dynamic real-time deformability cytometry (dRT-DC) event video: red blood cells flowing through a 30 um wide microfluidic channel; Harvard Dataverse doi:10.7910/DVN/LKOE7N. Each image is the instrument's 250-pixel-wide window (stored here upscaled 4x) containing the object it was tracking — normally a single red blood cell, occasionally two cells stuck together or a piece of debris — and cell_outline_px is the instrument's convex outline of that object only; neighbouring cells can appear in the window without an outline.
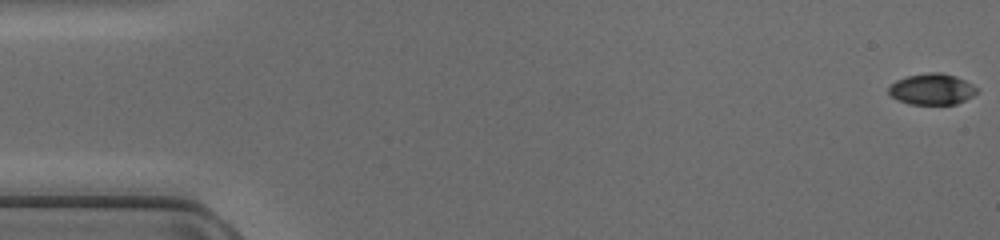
{"species": "common noctule bat (a hibernating species)", "species_latin": "Nyctalus noctula", "temperature_condition": "cold", "stored_images_in_passage": 48, "camera_frame_rate_fps": 3000, "um_per_image_px": 0.085, "animal": {"sex": "female", "body_mass_g": 17.0, "forearm_length_mm": 48.0}, "frame": {"image": 1, "passage_image": 1, "time_ms": 0.0, "image_size_px": [1000, 240], "cell_outline_px": [[980, 88], [972, 96], [956, 104], [908, 104], [896, 100], [888, 92], [888, 88], [896, 80], [908, 76], [928, 72], [940, 72], [956, 76]], "centroid_in_image_um": [79.21, 7.58], "position_along_channel_um": 5.8, "area_um2": 16.01}}
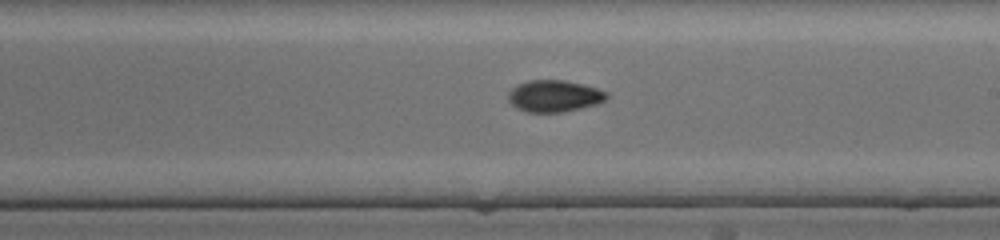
{"frame": {"image": 2, "passage_image": 28, "time_ms": 9.0, "image_size_px": [1000, 240], "cell_outline_px": [[608, 96], [604, 100], [596, 104], [580, 108], [560, 112], [528, 112], [516, 108], [508, 100], [508, 92], [516, 84], [528, 80], [564, 80], [584, 84], [608, 92]], "centroid_in_image_um": [47.08, 8.15], "position_along_channel_um": 241.9, "area_um2": 18.21}}
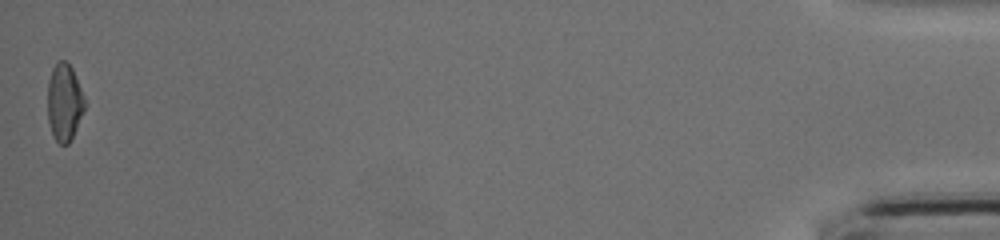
{"frame": {"image": 3, "passage_image": 48, "time_ms": 15.667, "image_size_px": [1000, 240], "cell_outline_px": [[84, 108], [76, 128], [68, 144], [60, 144], [56, 140], [52, 132], [48, 120], [48, 80], [52, 68], [56, 60], [64, 60], [72, 68], [84, 96]], "centroid_in_image_um": [5.45, 8.65], "position_along_channel_um": 429.8, "area_um2": 16.42}}